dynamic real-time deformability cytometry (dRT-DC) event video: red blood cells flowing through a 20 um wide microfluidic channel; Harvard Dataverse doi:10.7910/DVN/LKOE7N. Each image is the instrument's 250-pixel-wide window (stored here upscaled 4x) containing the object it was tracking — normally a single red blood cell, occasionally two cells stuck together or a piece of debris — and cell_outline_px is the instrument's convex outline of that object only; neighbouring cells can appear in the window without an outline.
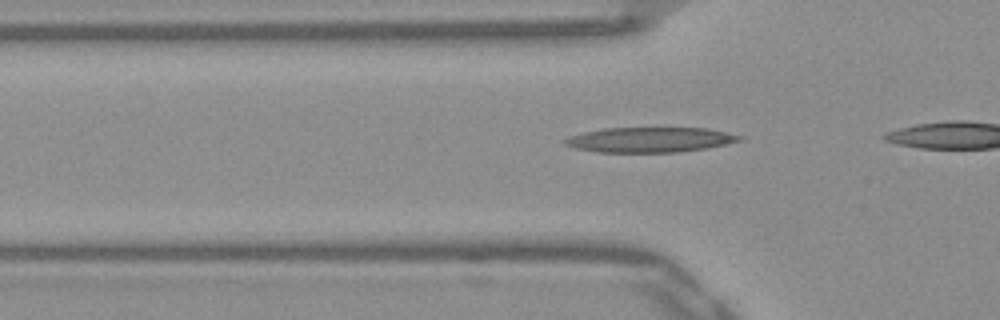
{"species": "Egyptian fruit bat (a non-hibernating species)", "species_latin": "Rousettus aegyptiacus", "temperature_condition": "warm", "stored_images_in_passage": 18, "camera_frame_rate_fps": 3000, "um_per_image_px": 0.085, "frame": {"image": 1, "passage_image": 6, "time_ms": 1.667, "image_size_px": [1000, 320], "cell_outline_px": [[744, 140], [708, 148], [680, 152], [596, 152], [576, 148], [564, 144], [564, 140], [572, 136], [584, 132], [604, 128], [708, 128], [744, 136]], "centroid_in_image_um": [55.31, 11.88], "position_along_channel_um": 70.5, "area_um2": 25.49}}
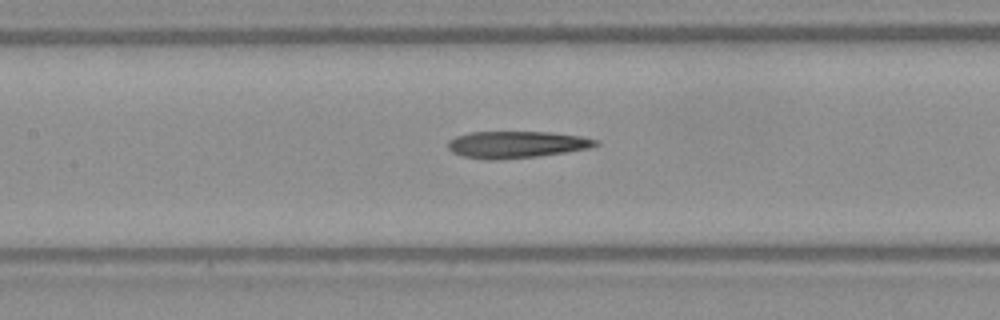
{"frame": {"image": 2, "passage_image": 13, "time_ms": 4.0, "image_size_px": [1000, 320], "cell_outline_px": [[600, 144], [588, 148], [564, 152], [536, 156], [500, 160], [488, 160], [464, 156], [452, 152], [448, 148], [448, 140], [456, 136], [468, 132], [552, 132], [580, 136], [600, 140]], "centroid_in_image_um": [43.89, 12.28], "position_along_channel_um": 163.5, "area_um2": 23.12}}
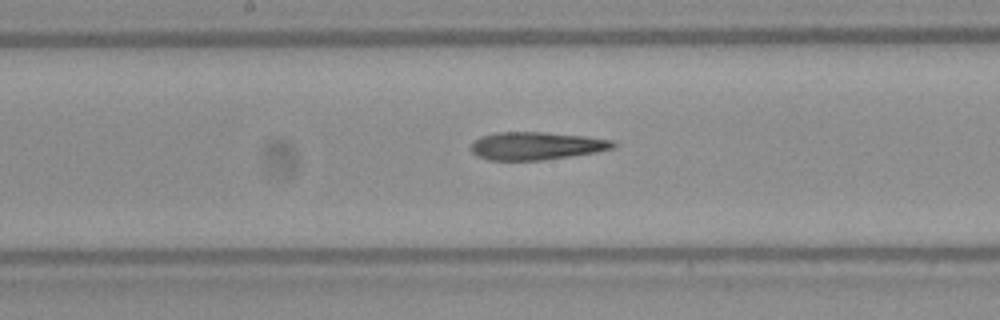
{"frame": {"image": 3, "passage_image": 16, "time_ms": 5.0, "image_size_px": [1000, 320], "cell_outline_px": [[620, 144], [616, 148], [596, 152], [544, 160], [488, 160], [476, 156], [472, 152], [472, 144], [480, 136], [496, 132], [544, 132], [584, 136], [612, 140]], "centroid_in_image_um": [45.62, 12.4], "position_along_channel_um": 202.6, "area_um2": 23.18}}